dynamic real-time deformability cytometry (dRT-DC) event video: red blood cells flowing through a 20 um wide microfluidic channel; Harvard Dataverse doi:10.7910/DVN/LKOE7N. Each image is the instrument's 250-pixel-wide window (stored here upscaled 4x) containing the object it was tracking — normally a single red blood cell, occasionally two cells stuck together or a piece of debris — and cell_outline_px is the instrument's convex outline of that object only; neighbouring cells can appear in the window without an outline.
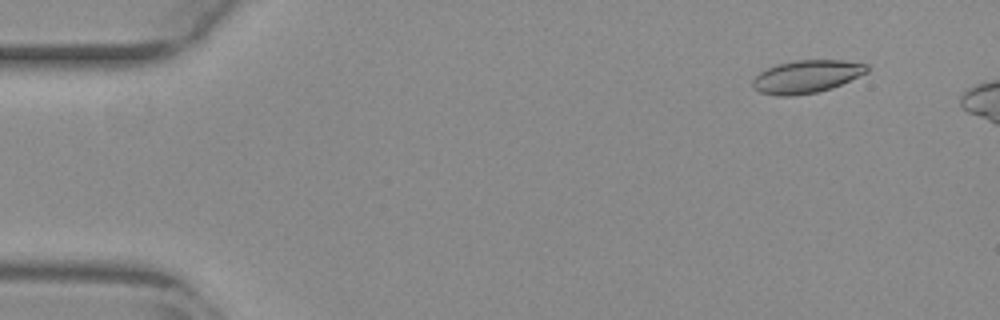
{"species": "common noctule bat (a hibernating species)", "species_latin": "Nyctalus noctula", "temperature_condition": "warm", "stored_images_in_passage": 10, "camera_frame_rate_fps": 3000, "um_per_image_px": 0.085, "animal": {"sex": "female", "body_mass_g": 29.2, "forearm_length_mm": 56.3}, "frame": {"image": 1, "passage_image": 5, "time_ms": 1.333, "image_size_px": [1000, 320], "cell_outline_px": [[868, 72], [832, 88], [816, 92], [792, 96], [776, 96], [760, 92], [752, 88], [752, 80], [760, 72], [776, 64], [792, 60], [844, 60], [868, 64]], "centroid_in_image_um": [68.54, 6.5], "position_along_channel_um": 16.5, "area_um2": 21.96}}